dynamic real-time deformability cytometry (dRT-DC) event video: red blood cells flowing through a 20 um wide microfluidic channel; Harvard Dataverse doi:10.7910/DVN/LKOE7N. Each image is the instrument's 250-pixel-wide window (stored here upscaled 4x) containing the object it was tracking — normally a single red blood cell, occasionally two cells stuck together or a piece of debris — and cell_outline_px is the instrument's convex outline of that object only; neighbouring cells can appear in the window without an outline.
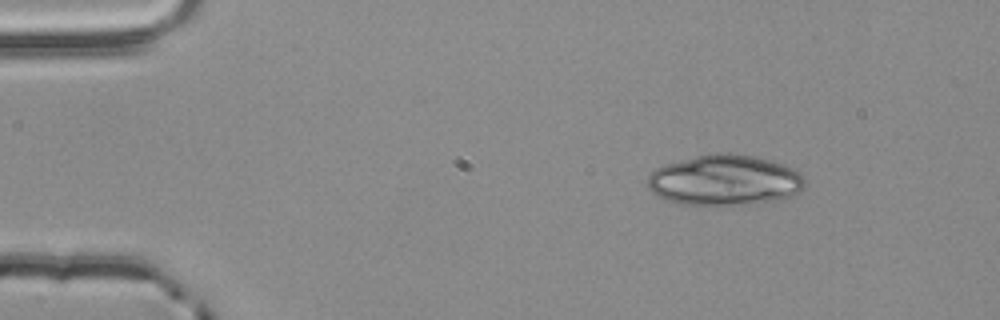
{"species": "common noctule bat (a hibernating species)", "species_latin": "Nyctalus noctula", "temperature_condition": "room temperature", "stored_images_in_passage": 3, "camera_frame_rate_fps": 3000, "um_per_image_px": 0.085, "animal": {"sex": "male", "body_mass_g": 20.4}, "frame": {"image": 1, "passage_image": 1, "time_ms": 0.0, "image_size_px": [1000, 320], "cell_outline_px": [[804, 188], [788, 196], [772, 200], [748, 204], [716, 208], [680, 204], [664, 200], [652, 192], [648, 188], [648, 176], [656, 168], [664, 164], [712, 152], [728, 152], [756, 156], [796, 168], [804, 176]], "centroid_in_image_um": [61.56, 15.33], "position_along_channel_um": 23.4, "area_um2": 47.34}}